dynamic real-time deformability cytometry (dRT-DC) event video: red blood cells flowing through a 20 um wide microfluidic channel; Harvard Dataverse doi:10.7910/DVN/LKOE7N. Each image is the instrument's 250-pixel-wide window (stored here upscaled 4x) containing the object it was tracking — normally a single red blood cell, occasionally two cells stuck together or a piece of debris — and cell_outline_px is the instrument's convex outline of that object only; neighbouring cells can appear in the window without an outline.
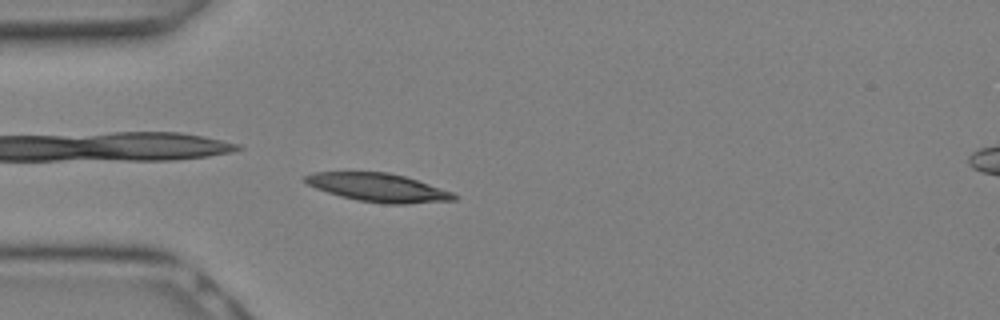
{"species": "Egyptian fruit bat (a non-hibernating species)", "species_latin": "Rousettus aegyptiacus", "temperature_condition": "warm", "stored_images_in_passage": 11, "camera_frame_rate_fps": 3000, "um_per_image_px": 0.085, "animal": {"sex": "female"}, "frame": {"image": 1, "passage_image": 7, "time_ms": 2.0, "image_size_px": [1000, 320], "cell_outline_px": [[460, 196], [456, 200], [408, 204], [384, 204], [356, 200], [340, 196], [316, 188], [308, 184], [304, 180], [304, 176], [316, 172], [388, 172], [404, 176], [452, 192]], "centroid_in_image_um": [32.18, 15.95], "position_along_channel_um": 52.8, "area_um2": 24.51}}
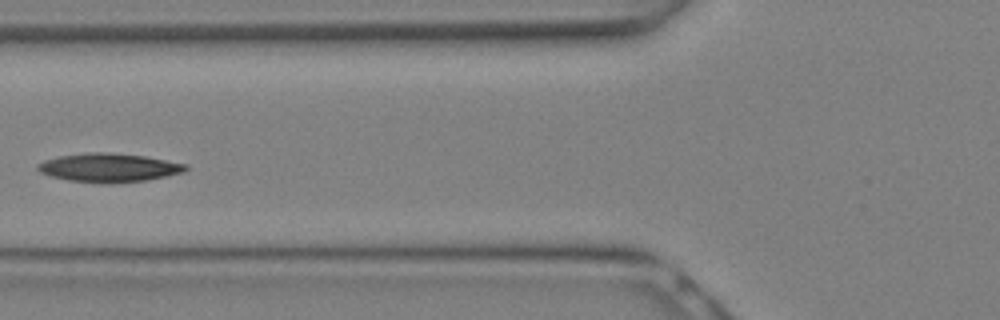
{"frame": {"image": 2, "passage_image": 10, "time_ms": 3.0, "image_size_px": [1000, 320], "cell_outline_px": [[188, 168], [184, 172], [148, 180], [108, 184], [100, 184], [68, 180], [52, 176], [40, 172], [36, 168], [36, 164], [44, 160], [60, 156], [88, 152], [108, 152], [144, 156], [188, 164]], "centroid_in_image_um": [9.25, 14.26], "position_along_channel_um": 116.5, "area_um2": 24.91}}